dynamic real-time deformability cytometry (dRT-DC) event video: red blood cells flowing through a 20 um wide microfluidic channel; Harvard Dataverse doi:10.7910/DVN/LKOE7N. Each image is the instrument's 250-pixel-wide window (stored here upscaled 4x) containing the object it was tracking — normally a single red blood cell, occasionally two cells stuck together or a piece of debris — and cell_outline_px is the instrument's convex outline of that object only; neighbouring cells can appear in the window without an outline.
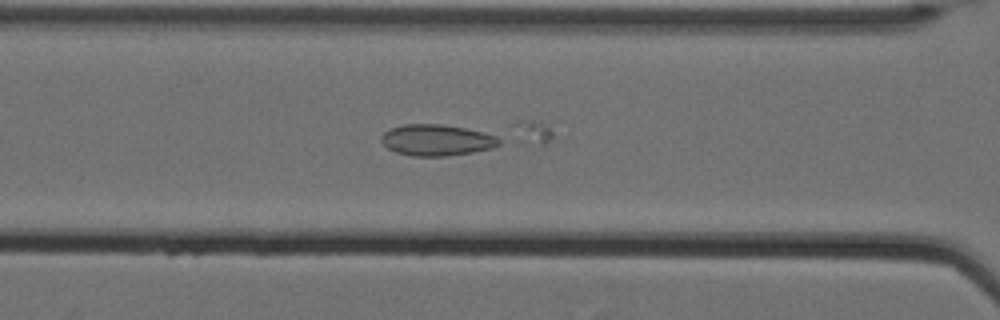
{"species": "Egyptian fruit bat (a non-hibernating species)", "species_latin": "Rousettus aegyptiacus", "temperature_condition": "cold", "stored_images_in_passage": 57, "camera_frame_rate_fps": 3000, "um_per_image_px": 0.085, "animal": {"sex": "female"}, "frame": {"image": 1, "passage_image": 24, "time_ms": 7.667, "image_size_px": [1000, 320], "cell_outline_px": [[500, 144], [492, 148], [472, 152], [444, 156], [412, 156], [396, 152], [388, 148], [380, 140], [380, 136], [384, 132], [392, 128], [404, 124], [444, 124], [464, 128], [496, 136], [500, 140]], "centroid_in_image_um": [37.08, 11.91], "position_along_channel_um": 129.5, "area_um2": 21.27}}
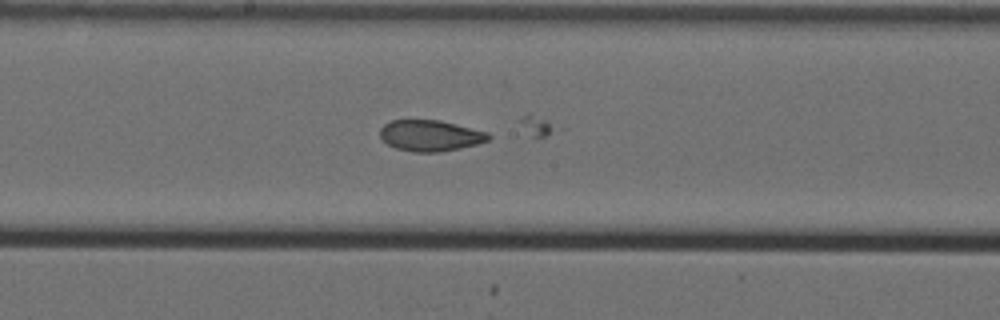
{"frame": {"image": 2, "passage_image": 31, "time_ms": 10.0, "image_size_px": [1000, 320], "cell_outline_px": [[492, 136], [488, 140], [476, 144], [460, 148], [440, 152], [412, 152], [396, 148], [388, 144], [380, 136], [380, 128], [384, 124], [392, 120], [440, 120], [488, 132]], "centroid_in_image_um": [36.57, 11.52], "position_along_channel_um": 211.6, "area_um2": 19.59}}
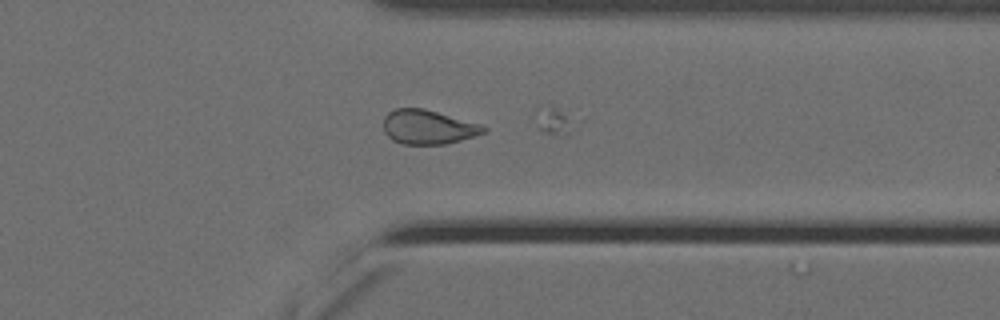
{"frame": {"image": 3, "passage_image": 45, "time_ms": 14.667, "image_size_px": [1000, 320], "cell_outline_px": [[488, 128], [484, 132], [460, 140], [444, 144], [404, 144], [392, 140], [384, 132], [384, 116], [388, 112], [396, 108], [424, 108], [480, 124]], "centroid_in_image_um": [36.35, 10.79], "position_along_channel_um": 375.1, "area_um2": 19.83}}